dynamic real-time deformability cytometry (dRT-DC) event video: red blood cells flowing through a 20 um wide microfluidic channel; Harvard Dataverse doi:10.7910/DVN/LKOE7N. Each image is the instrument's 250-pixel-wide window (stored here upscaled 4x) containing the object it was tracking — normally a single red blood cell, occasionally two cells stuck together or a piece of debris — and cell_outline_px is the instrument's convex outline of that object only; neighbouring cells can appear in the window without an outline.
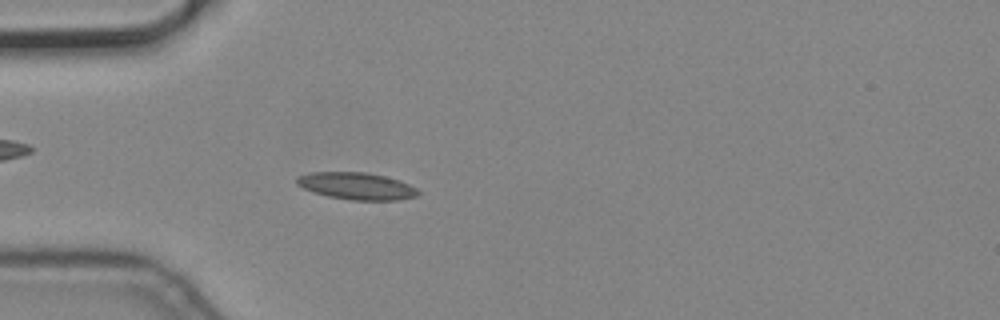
{"species": "common noctule bat (a hibernating species)", "species_latin": "Nyctalus noctula", "temperature_condition": "cold", "stored_images_in_passage": 6, "camera_frame_rate_fps": 3000, "um_per_image_px": 0.085, "animal": {"sex": "male", "body_mass_g": 19.2, "forearm_length_mm": 51.8}, "frame": {"image": 1, "passage_image": 6, "time_ms": 1.667, "image_size_px": [1000, 320], "cell_outline_px": [[420, 192], [416, 196], [396, 200], [352, 200], [328, 196], [312, 192], [296, 184], [296, 176], [308, 172], [364, 172], [384, 176], [408, 184], [416, 188]], "centroid_in_image_um": [30.25, 15.81], "position_along_channel_um": 54.8, "area_um2": 19.02}}